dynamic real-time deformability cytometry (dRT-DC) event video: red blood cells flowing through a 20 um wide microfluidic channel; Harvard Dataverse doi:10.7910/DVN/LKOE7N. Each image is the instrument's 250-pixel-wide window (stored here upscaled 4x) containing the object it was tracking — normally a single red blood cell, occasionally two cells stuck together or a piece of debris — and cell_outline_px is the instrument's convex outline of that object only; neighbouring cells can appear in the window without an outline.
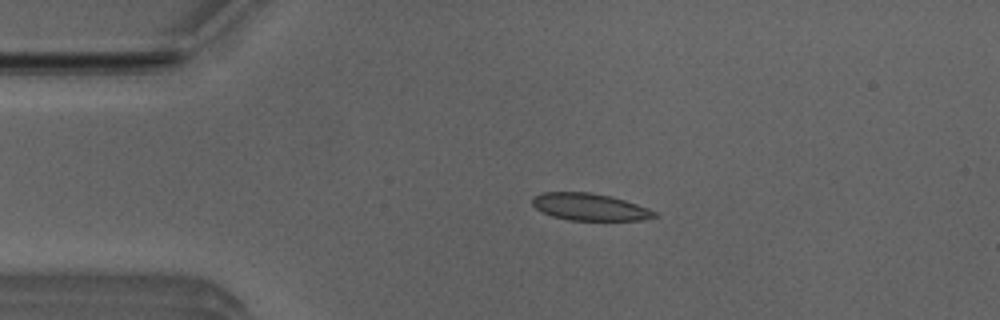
{"species": "Egyptian fruit bat (a non-hibernating species)", "species_latin": "Rousettus aegyptiacus", "temperature_condition": "room temperature", "stored_images_in_passage": 2, "camera_frame_rate_fps": 3000, "um_per_image_px": 0.085, "animal": {"sex": "male"}, "frame": {"image": 1, "passage_image": 1, "time_ms": 0.0, "image_size_px": [1000, 320], "cell_outline_px": [[656, 216], [644, 220], [568, 220], [552, 216], [536, 208], [532, 204], [532, 196], [540, 192], [588, 192], [608, 196], [624, 200], [648, 208], [656, 212]], "centroid_in_image_um": [50.08, 17.59], "position_along_channel_um": 34.9, "area_um2": 19.13}}